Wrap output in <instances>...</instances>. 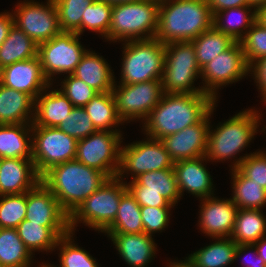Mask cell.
I'll use <instances>...</instances> for the list:
<instances>
[{"mask_svg":"<svg viewBox=\"0 0 266 267\" xmlns=\"http://www.w3.org/2000/svg\"><path fill=\"white\" fill-rule=\"evenodd\" d=\"M215 100L207 93L168 94L144 121V130L149 138L162 140L188 126L198 123L213 107Z\"/></svg>","mask_w":266,"mask_h":267,"instance_id":"6da1fadb","label":"cell"},{"mask_svg":"<svg viewBox=\"0 0 266 267\" xmlns=\"http://www.w3.org/2000/svg\"><path fill=\"white\" fill-rule=\"evenodd\" d=\"M212 26L207 0H160L155 38L163 44L192 41Z\"/></svg>","mask_w":266,"mask_h":267,"instance_id":"7a4b0ae2","label":"cell"},{"mask_svg":"<svg viewBox=\"0 0 266 267\" xmlns=\"http://www.w3.org/2000/svg\"><path fill=\"white\" fill-rule=\"evenodd\" d=\"M107 179L99 170L72 160L52 166L41 175L40 181L70 215Z\"/></svg>","mask_w":266,"mask_h":267,"instance_id":"3957f363","label":"cell"},{"mask_svg":"<svg viewBox=\"0 0 266 267\" xmlns=\"http://www.w3.org/2000/svg\"><path fill=\"white\" fill-rule=\"evenodd\" d=\"M160 0H142L112 5L108 41H133L155 38Z\"/></svg>","mask_w":266,"mask_h":267,"instance_id":"277c9868","label":"cell"},{"mask_svg":"<svg viewBox=\"0 0 266 267\" xmlns=\"http://www.w3.org/2000/svg\"><path fill=\"white\" fill-rule=\"evenodd\" d=\"M260 117L257 110L247 109L221 123L214 131L209 128L207 160L216 162L235 158L254 138Z\"/></svg>","mask_w":266,"mask_h":267,"instance_id":"5b68a950","label":"cell"},{"mask_svg":"<svg viewBox=\"0 0 266 267\" xmlns=\"http://www.w3.org/2000/svg\"><path fill=\"white\" fill-rule=\"evenodd\" d=\"M126 182L117 177L108 178L69 215V226L75 232L78 222L104 232L116 218L120 199L127 191Z\"/></svg>","mask_w":266,"mask_h":267,"instance_id":"8992f818","label":"cell"},{"mask_svg":"<svg viewBox=\"0 0 266 267\" xmlns=\"http://www.w3.org/2000/svg\"><path fill=\"white\" fill-rule=\"evenodd\" d=\"M122 54L120 84L161 79L165 63V44L156 38L126 41Z\"/></svg>","mask_w":266,"mask_h":267,"instance_id":"52a82bcc","label":"cell"},{"mask_svg":"<svg viewBox=\"0 0 266 267\" xmlns=\"http://www.w3.org/2000/svg\"><path fill=\"white\" fill-rule=\"evenodd\" d=\"M200 75L201 69L191 41L165 44V63L161 78L164 93H203L202 87L193 86L194 81Z\"/></svg>","mask_w":266,"mask_h":267,"instance_id":"ba28073f","label":"cell"},{"mask_svg":"<svg viewBox=\"0 0 266 267\" xmlns=\"http://www.w3.org/2000/svg\"><path fill=\"white\" fill-rule=\"evenodd\" d=\"M32 160L41 176L54 165L75 160L77 140L55 127L32 125Z\"/></svg>","mask_w":266,"mask_h":267,"instance_id":"9c48e42d","label":"cell"},{"mask_svg":"<svg viewBox=\"0 0 266 267\" xmlns=\"http://www.w3.org/2000/svg\"><path fill=\"white\" fill-rule=\"evenodd\" d=\"M122 139L120 132L97 130L78 140L75 160L114 178L119 169Z\"/></svg>","mask_w":266,"mask_h":267,"instance_id":"30bf717a","label":"cell"},{"mask_svg":"<svg viewBox=\"0 0 266 267\" xmlns=\"http://www.w3.org/2000/svg\"><path fill=\"white\" fill-rule=\"evenodd\" d=\"M75 32H61L38 45V56L44 77L52 84L55 74H73L86 49L80 44Z\"/></svg>","mask_w":266,"mask_h":267,"instance_id":"8fae6325","label":"cell"},{"mask_svg":"<svg viewBox=\"0 0 266 267\" xmlns=\"http://www.w3.org/2000/svg\"><path fill=\"white\" fill-rule=\"evenodd\" d=\"M116 85L112 92L117 113L123 122L136 119L145 121L164 94L161 79Z\"/></svg>","mask_w":266,"mask_h":267,"instance_id":"7c38bea8","label":"cell"},{"mask_svg":"<svg viewBox=\"0 0 266 267\" xmlns=\"http://www.w3.org/2000/svg\"><path fill=\"white\" fill-rule=\"evenodd\" d=\"M173 166L174 162L163 142L147 137L145 141L121 146L120 163L116 177L122 180L124 174L130 172L132 180H134L140 174L162 169H174Z\"/></svg>","mask_w":266,"mask_h":267,"instance_id":"4fadbf2b","label":"cell"},{"mask_svg":"<svg viewBox=\"0 0 266 267\" xmlns=\"http://www.w3.org/2000/svg\"><path fill=\"white\" fill-rule=\"evenodd\" d=\"M249 67L240 42H235L201 68L200 77L206 84L202 86L203 92L218 101L216 90L241 80L250 73Z\"/></svg>","mask_w":266,"mask_h":267,"instance_id":"5bb4252c","label":"cell"},{"mask_svg":"<svg viewBox=\"0 0 266 267\" xmlns=\"http://www.w3.org/2000/svg\"><path fill=\"white\" fill-rule=\"evenodd\" d=\"M47 1L45 6L33 0H26L18 3L12 13L14 25L24 31L37 45L62 32L55 3L53 0Z\"/></svg>","mask_w":266,"mask_h":267,"instance_id":"9a60e30c","label":"cell"},{"mask_svg":"<svg viewBox=\"0 0 266 267\" xmlns=\"http://www.w3.org/2000/svg\"><path fill=\"white\" fill-rule=\"evenodd\" d=\"M215 105L216 103L198 123L161 140L174 163L206 156L209 128L211 127L209 121Z\"/></svg>","mask_w":266,"mask_h":267,"instance_id":"2e32d148","label":"cell"},{"mask_svg":"<svg viewBox=\"0 0 266 267\" xmlns=\"http://www.w3.org/2000/svg\"><path fill=\"white\" fill-rule=\"evenodd\" d=\"M25 219L48 228H70L69 214L41 181L27 191Z\"/></svg>","mask_w":266,"mask_h":267,"instance_id":"e0dca14e","label":"cell"},{"mask_svg":"<svg viewBox=\"0 0 266 267\" xmlns=\"http://www.w3.org/2000/svg\"><path fill=\"white\" fill-rule=\"evenodd\" d=\"M0 83L30 95L34 100L51 84L44 77L39 56L15 62L0 70Z\"/></svg>","mask_w":266,"mask_h":267,"instance_id":"ac0fdd59","label":"cell"},{"mask_svg":"<svg viewBox=\"0 0 266 267\" xmlns=\"http://www.w3.org/2000/svg\"><path fill=\"white\" fill-rule=\"evenodd\" d=\"M200 230L211 238L230 237L234 229L238 207L230 199L210 196L201 199Z\"/></svg>","mask_w":266,"mask_h":267,"instance_id":"d6986e66","label":"cell"},{"mask_svg":"<svg viewBox=\"0 0 266 267\" xmlns=\"http://www.w3.org/2000/svg\"><path fill=\"white\" fill-rule=\"evenodd\" d=\"M40 178L32 159L2 158L0 195L26 193L40 182Z\"/></svg>","mask_w":266,"mask_h":267,"instance_id":"ffe728a7","label":"cell"},{"mask_svg":"<svg viewBox=\"0 0 266 267\" xmlns=\"http://www.w3.org/2000/svg\"><path fill=\"white\" fill-rule=\"evenodd\" d=\"M206 156L181 160L174 163V171L177 176V186L182 196L184 191L195 195L200 199L213 196V183L210 172L204 165Z\"/></svg>","mask_w":266,"mask_h":267,"instance_id":"44dd1931","label":"cell"},{"mask_svg":"<svg viewBox=\"0 0 266 267\" xmlns=\"http://www.w3.org/2000/svg\"><path fill=\"white\" fill-rule=\"evenodd\" d=\"M112 240L118 254L130 267H145L156 254L152 236L143 233H106ZM153 257V258H152Z\"/></svg>","mask_w":266,"mask_h":267,"instance_id":"7402d4cb","label":"cell"},{"mask_svg":"<svg viewBox=\"0 0 266 267\" xmlns=\"http://www.w3.org/2000/svg\"><path fill=\"white\" fill-rule=\"evenodd\" d=\"M44 91L35 99L32 125L57 128L74 106L60 90Z\"/></svg>","mask_w":266,"mask_h":267,"instance_id":"603a6c76","label":"cell"},{"mask_svg":"<svg viewBox=\"0 0 266 267\" xmlns=\"http://www.w3.org/2000/svg\"><path fill=\"white\" fill-rule=\"evenodd\" d=\"M109 67L102 56L87 49L72 75L98 93H106L112 91L116 82L113 70Z\"/></svg>","mask_w":266,"mask_h":267,"instance_id":"cb8c5ba5","label":"cell"},{"mask_svg":"<svg viewBox=\"0 0 266 267\" xmlns=\"http://www.w3.org/2000/svg\"><path fill=\"white\" fill-rule=\"evenodd\" d=\"M34 106L30 95L0 83V124H32Z\"/></svg>","mask_w":266,"mask_h":267,"instance_id":"d4e9b609","label":"cell"},{"mask_svg":"<svg viewBox=\"0 0 266 267\" xmlns=\"http://www.w3.org/2000/svg\"><path fill=\"white\" fill-rule=\"evenodd\" d=\"M30 133L32 124H0V157L32 159Z\"/></svg>","mask_w":266,"mask_h":267,"instance_id":"484cf974","label":"cell"},{"mask_svg":"<svg viewBox=\"0 0 266 267\" xmlns=\"http://www.w3.org/2000/svg\"><path fill=\"white\" fill-rule=\"evenodd\" d=\"M19 237L33 254V251H53L60 237L66 235L70 228H48L41 223H32L24 219L16 228Z\"/></svg>","mask_w":266,"mask_h":267,"instance_id":"4316f807","label":"cell"},{"mask_svg":"<svg viewBox=\"0 0 266 267\" xmlns=\"http://www.w3.org/2000/svg\"><path fill=\"white\" fill-rule=\"evenodd\" d=\"M38 56V45L16 25H12L0 46V70L15 62Z\"/></svg>","mask_w":266,"mask_h":267,"instance_id":"83f0119b","label":"cell"},{"mask_svg":"<svg viewBox=\"0 0 266 267\" xmlns=\"http://www.w3.org/2000/svg\"><path fill=\"white\" fill-rule=\"evenodd\" d=\"M83 108L92 120L96 130L121 132L118 129H112V127L116 128L118 125L124 123L117 113L116 102L112 91L98 93Z\"/></svg>","mask_w":266,"mask_h":267,"instance_id":"f1b7e54d","label":"cell"},{"mask_svg":"<svg viewBox=\"0 0 266 267\" xmlns=\"http://www.w3.org/2000/svg\"><path fill=\"white\" fill-rule=\"evenodd\" d=\"M251 8L254 7L241 6L217 12L213 16V26L225 35H229L235 42H239L257 20L256 10L252 11ZM235 14L236 16L238 15V18L235 17L236 19L234 20ZM225 17H227V20H223Z\"/></svg>","mask_w":266,"mask_h":267,"instance_id":"f546056e","label":"cell"},{"mask_svg":"<svg viewBox=\"0 0 266 267\" xmlns=\"http://www.w3.org/2000/svg\"><path fill=\"white\" fill-rule=\"evenodd\" d=\"M127 186H143V191H153L165 197L173 206L178 203L181 195L177 186L174 169L150 171L137 176Z\"/></svg>","mask_w":266,"mask_h":267,"instance_id":"4dcf8cb0","label":"cell"},{"mask_svg":"<svg viewBox=\"0 0 266 267\" xmlns=\"http://www.w3.org/2000/svg\"><path fill=\"white\" fill-rule=\"evenodd\" d=\"M213 239L217 241L187 257L196 267H226L235 261L238 244L230 237Z\"/></svg>","mask_w":266,"mask_h":267,"instance_id":"1f68e13d","label":"cell"},{"mask_svg":"<svg viewBox=\"0 0 266 267\" xmlns=\"http://www.w3.org/2000/svg\"><path fill=\"white\" fill-rule=\"evenodd\" d=\"M266 235V217L261 209H239L230 238L238 245L255 244Z\"/></svg>","mask_w":266,"mask_h":267,"instance_id":"d6a6232c","label":"cell"},{"mask_svg":"<svg viewBox=\"0 0 266 267\" xmlns=\"http://www.w3.org/2000/svg\"><path fill=\"white\" fill-rule=\"evenodd\" d=\"M233 195L238 209H261L266 204V189L247 178L238 168L231 169Z\"/></svg>","mask_w":266,"mask_h":267,"instance_id":"836d02e7","label":"cell"},{"mask_svg":"<svg viewBox=\"0 0 266 267\" xmlns=\"http://www.w3.org/2000/svg\"><path fill=\"white\" fill-rule=\"evenodd\" d=\"M32 253L15 228H0V267H30Z\"/></svg>","mask_w":266,"mask_h":267,"instance_id":"e575fe53","label":"cell"},{"mask_svg":"<svg viewBox=\"0 0 266 267\" xmlns=\"http://www.w3.org/2000/svg\"><path fill=\"white\" fill-rule=\"evenodd\" d=\"M140 205L134 196L127 190L120 199L116 218L103 233H143Z\"/></svg>","mask_w":266,"mask_h":267,"instance_id":"d590c367","label":"cell"},{"mask_svg":"<svg viewBox=\"0 0 266 267\" xmlns=\"http://www.w3.org/2000/svg\"><path fill=\"white\" fill-rule=\"evenodd\" d=\"M191 42L194 45L200 69L235 43L229 35H225L223 32L218 31L214 26L202 32Z\"/></svg>","mask_w":266,"mask_h":267,"instance_id":"8d00e7d4","label":"cell"},{"mask_svg":"<svg viewBox=\"0 0 266 267\" xmlns=\"http://www.w3.org/2000/svg\"><path fill=\"white\" fill-rule=\"evenodd\" d=\"M57 8L62 32H75L81 36V20L85 9L95 0H53Z\"/></svg>","mask_w":266,"mask_h":267,"instance_id":"74e56055","label":"cell"},{"mask_svg":"<svg viewBox=\"0 0 266 267\" xmlns=\"http://www.w3.org/2000/svg\"><path fill=\"white\" fill-rule=\"evenodd\" d=\"M112 16V5L95 0L84 11L81 20V35L86 29L98 32L105 39L108 37Z\"/></svg>","mask_w":266,"mask_h":267,"instance_id":"f35d334b","label":"cell"},{"mask_svg":"<svg viewBox=\"0 0 266 267\" xmlns=\"http://www.w3.org/2000/svg\"><path fill=\"white\" fill-rule=\"evenodd\" d=\"M74 233L70 231L59 238L56 248L60 250V267H99L89 252L72 242Z\"/></svg>","mask_w":266,"mask_h":267,"instance_id":"ab89813d","label":"cell"},{"mask_svg":"<svg viewBox=\"0 0 266 267\" xmlns=\"http://www.w3.org/2000/svg\"><path fill=\"white\" fill-rule=\"evenodd\" d=\"M0 228H17L25 219L27 192L0 195Z\"/></svg>","mask_w":266,"mask_h":267,"instance_id":"60d3db41","label":"cell"},{"mask_svg":"<svg viewBox=\"0 0 266 267\" xmlns=\"http://www.w3.org/2000/svg\"><path fill=\"white\" fill-rule=\"evenodd\" d=\"M239 42L250 66L266 56V26L256 20Z\"/></svg>","mask_w":266,"mask_h":267,"instance_id":"b9f144b4","label":"cell"},{"mask_svg":"<svg viewBox=\"0 0 266 267\" xmlns=\"http://www.w3.org/2000/svg\"><path fill=\"white\" fill-rule=\"evenodd\" d=\"M57 128L77 141L97 131L86 110L76 106L72 108L65 122H61Z\"/></svg>","mask_w":266,"mask_h":267,"instance_id":"7bdbcfd3","label":"cell"},{"mask_svg":"<svg viewBox=\"0 0 266 267\" xmlns=\"http://www.w3.org/2000/svg\"><path fill=\"white\" fill-rule=\"evenodd\" d=\"M233 165H231L232 169L238 168L247 178L266 189V153L264 151L240 156Z\"/></svg>","mask_w":266,"mask_h":267,"instance_id":"ee69618b","label":"cell"},{"mask_svg":"<svg viewBox=\"0 0 266 267\" xmlns=\"http://www.w3.org/2000/svg\"><path fill=\"white\" fill-rule=\"evenodd\" d=\"M59 90L69 99L73 106L76 107H84L98 94L96 90L72 74L68 75L67 78L61 82V88Z\"/></svg>","mask_w":266,"mask_h":267,"instance_id":"f6af8a7d","label":"cell"},{"mask_svg":"<svg viewBox=\"0 0 266 267\" xmlns=\"http://www.w3.org/2000/svg\"><path fill=\"white\" fill-rule=\"evenodd\" d=\"M171 208L140 206L144 233L153 236L154 232H162L168 226Z\"/></svg>","mask_w":266,"mask_h":267,"instance_id":"bcb514c9","label":"cell"},{"mask_svg":"<svg viewBox=\"0 0 266 267\" xmlns=\"http://www.w3.org/2000/svg\"><path fill=\"white\" fill-rule=\"evenodd\" d=\"M140 206L174 207L165 197L153 191H143V186H127Z\"/></svg>","mask_w":266,"mask_h":267,"instance_id":"7dc6e473","label":"cell"},{"mask_svg":"<svg viewBox=\"0 0 266 267\" xmlns=\"http://www.w3.org/2000/svg\"><path fill=\"white\" fill-rule=\"evenodd\" d=\"M250 74L253 75L255 83L262 94V100L266 99V56L253 62L249 67Z\"/></svg>","mask_w":266,"mask_h":267,"instance_id":"c3c4849f","label":"cell"},{"mask_svg":"<svg viewBox=\"0 0 266 267\" xmlns=\"http://www.w3.org/2000/svg\"><path fill=\"white\" fill-rule=\"evenodd\" d=\"M212 15L228 8L250 6L247 0H207Z\"/></svg>","mask_w":266,"mask_h":267,"instance_id":"681fc988","label":"cell"},{"mask_svg":"<svg viewBox=\"0 0 266 267\" xmlns=\"http://www.w3.org/2000/svg\"><path fill=\"white\" fill-rule=\"evenodd\" d=\"M248 250L250 251V253L253 252L255 254L256 258L254 259L256 260H253V261H255L256 263L252 262V264H247L246 267H266L264 260L258 255L257 249L254 244L237 245V248L235 251V260H237V258H240V256H242V254L246 253Z\"/></svg>","mask_w":266,"mask_h":267,"instance_id":"f907efd6","label":"cell"},{"mask_svg":"<svg viewBox=\"0 0 266 267\" xmlns=\"http://www.w3.org/2000/svg\"><path fill=\"white\" fill-rule=\"evenodd\" d=\"M14 24L13 15L10 12H3L0 14V46L7 38L12 25Z\"/></svg>","mask_w":266,"mask_h":267,"instance_id":"816d5d0a","label":"cell"},{"mask_svg":"<svg viewBox=\"0 0 266 267\" xmlns=\"http://www.w3.org/2000/svg\"><path fill=\"white\" fill-rule=\"evenodd\" d=\"M254 245L257 249L258 255L264 260L266 264V235L259 241H257Z\"/></svg>","mask_w":266,"mask_h":267,"instance_id":"f5cc1de1","label":"cell"},{"mask_svg":"<svg viewBox=\"0 0 266 267\" xmlns=\"http://www.w3.org/2000/svg\"><path fill=\"white\" fill-rule=\"evenodd\" d=\"M256 17L258 22L266 26V3L256 10Z\"/></svg>","mask_w":266,"mask_h":267,"instance_id":"db71d44e","label":"cell"},{"mask_svg":"<svg viewBox=\"0 0 266 267\" xmlns=\"http://www.w3.org/2000/svg\"><path fill=\"white\" fill-rule=\"evenodd\" d=\"M168 267H196L187 257L185 260L180 262H170Z\"/></svg>","mask_w":266,"mask_h":267,"instance_id":"11a10c76","label":"cell"},{"mask_svg":"<svg viewBox=\"0 0 266 267\" xmlns=\"http://www.w3.org/2000/svg\"><path fill=\"white\" fill-rule=\"evenodd\" d=\"M103 1L105 3H109L111 5H116V4H122V3H132V2H138L142 0H99Z\"/></svg>","mask_w":266,"mask_h":267,"instance_id":"9f6ffc18","label":"cell"},{"mask_svg":"<svg viewBox=\"0 0 266 267\" xmlns=\"http://www.w3.org/2000/svg\"><path fill=\"white\" fill-rule=\"evenodd\" d=\"M250 6L254 7V10H257L260 6L266 3V0H247Z\"/></svg>","mask_w":266,"mask_h":267,"instance_id":"6f0895ef","label":"cell"},{"mask_svg":"<svg viewBox=\"0 0 266 267\" xmlns=\"http://www.w3.org/2000/svg\"><path fill=\"white\" fill-rule=\"evenodd\" d=\"M54 265H49V264H42L41 266H39V267H53ZM54 267H56V266H54Z\"/></svg>","mask_w":266,"mask_h":267,"instance_id":"680465c9","label":"cell"}]
</instances>
